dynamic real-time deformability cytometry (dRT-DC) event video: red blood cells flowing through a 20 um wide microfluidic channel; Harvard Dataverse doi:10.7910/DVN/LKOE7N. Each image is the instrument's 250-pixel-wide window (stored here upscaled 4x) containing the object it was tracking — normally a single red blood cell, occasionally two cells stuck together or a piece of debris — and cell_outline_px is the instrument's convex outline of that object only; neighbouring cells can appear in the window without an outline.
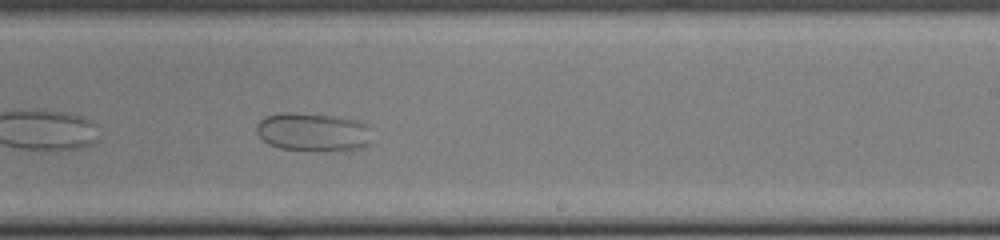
{"species": "common noctule bat (a hibernating species)", "species_latin": "Nyctalus noctula", "temperature_condition": "cold", "stored_images_in_passage": 35, "camera_frame_rate_fps": 3000, "um_per_image_px": 0.085, "animal": {"sex": "female", "body_mass_g": 22.0, "forearm_length_mm": 56.7}, "frame": {"image": 1, "passage_image": 20, "time_ms": 6.333, "image_size_px": [1000, 240], "cell_outline_px": [[372, 144], [364, 148], [324, 152], [280, 148], [268, 144], [256, 132], [256, 124], [264, 116], [280, 112], [296, 112], [332, 116], [356, 120], [364, 124], [368, 128]], "centroid_in_image_um": [26.59, 11.24], "position_along_channel_um": 262.4, "area_um2": 26.3}}